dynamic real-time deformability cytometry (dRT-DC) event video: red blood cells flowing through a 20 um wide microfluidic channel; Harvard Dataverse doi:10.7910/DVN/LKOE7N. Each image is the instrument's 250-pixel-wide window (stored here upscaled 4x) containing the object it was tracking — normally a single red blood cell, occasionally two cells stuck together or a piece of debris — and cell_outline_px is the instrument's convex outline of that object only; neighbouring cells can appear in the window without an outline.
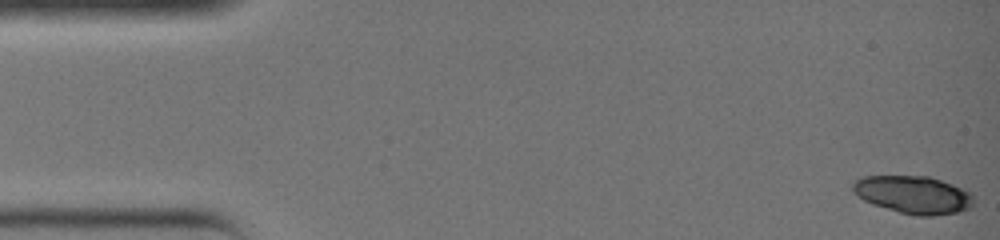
{"species": "common noctule bat (a hibernating species)", "species_latin": "Nyctalus noctula", "temperature_condition": "warm", "stored_images_in_passage": 14, "camera_frame_rate_fps": 3000, "um_per_image_px": 0.085, "animal": {"sex": "female", "body_mass_g": 19.0, "forearm_length_mm": 51.5}, "frame": {"image": 1, "passage_image": 1, "time_ms": 0.0, "image_size_px": [1000, 240], "cell_outline_px": [[972, 208], [956, 212], [932, 216], [916, 216], [900, 212], [872, 204], [864, 200], [852, 188], [852, 184], [856, 180], [864, 176], [928, 176], [952, 184], [972, 192]], "centroid_in_image_um": [77.66, 16.55], "position_along_channel_um": 7.3, "area_um2": 26.36}}
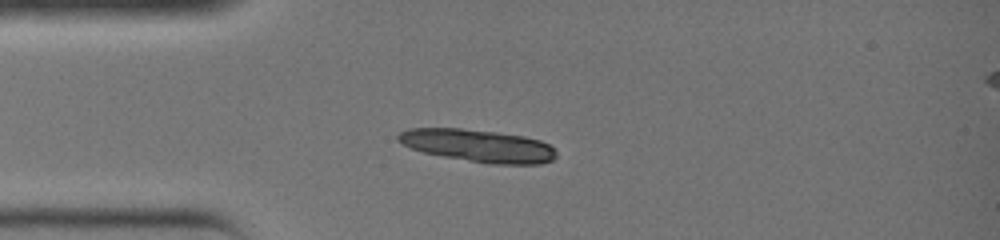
{"frame": {"image": 2, "passage_image": 10, "time_ms": 3.0, "image_size_px": [1000, 240], "cell_outline_px": [[556, 156], [552, 160], [540, 164], [488, 164], [444, 156], [424, 152], [412, 148], [396, 140], [396, 136], [400, 132], [408, 128], [460, 128], [496, 132], [524, 136], [540, 140], [548, 144], [556, 152]], "centroid_in_image_um": [40.64, 12.38], "position_along_channel_um": 44.4, "area_um2": 29.88}}